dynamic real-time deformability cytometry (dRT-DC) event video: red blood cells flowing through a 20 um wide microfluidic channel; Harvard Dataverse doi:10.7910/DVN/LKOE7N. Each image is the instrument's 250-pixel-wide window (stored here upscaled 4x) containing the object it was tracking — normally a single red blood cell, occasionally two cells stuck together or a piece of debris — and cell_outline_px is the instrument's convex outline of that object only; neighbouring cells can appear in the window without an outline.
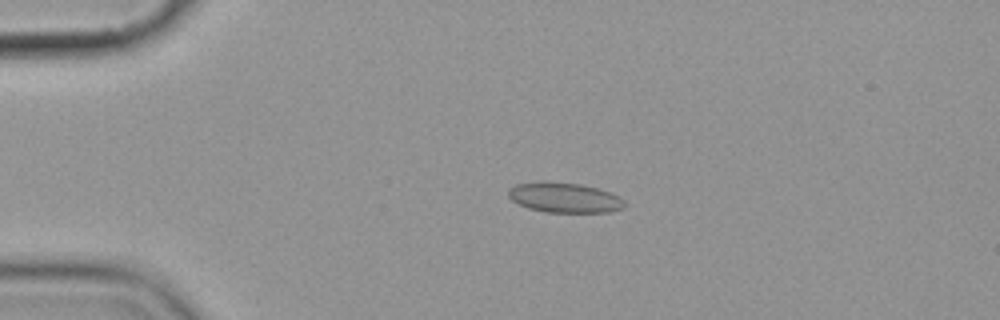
{"species": "common noctule bat (a hibernating species)", "species_latin": "Nyctalus noctula", "temperature_condition": "cold", "stored_images_in_passage": 5, "camera_frame_rate_fps": 3000, "um_per_image_px": 0.085, "animal": {"sex": "female", "body_mass_g": 19.9}, "frame": {"image": 1, "passage_image": 4, "time_ms": 3.667, "image_size_px": [1000, 320], "cell_outline_px": [[624, 208], [608, 212], [544, 212], [528, 208], [512, 200], [508, 196], [508, 188], [516, 184], [580, 184], [596, 188], [620, 196], [624, 200]], "centroid_in_image_um": [48.02, 16.84], "position_along_channel_um": 37.0, "area_um2": 19.54}}